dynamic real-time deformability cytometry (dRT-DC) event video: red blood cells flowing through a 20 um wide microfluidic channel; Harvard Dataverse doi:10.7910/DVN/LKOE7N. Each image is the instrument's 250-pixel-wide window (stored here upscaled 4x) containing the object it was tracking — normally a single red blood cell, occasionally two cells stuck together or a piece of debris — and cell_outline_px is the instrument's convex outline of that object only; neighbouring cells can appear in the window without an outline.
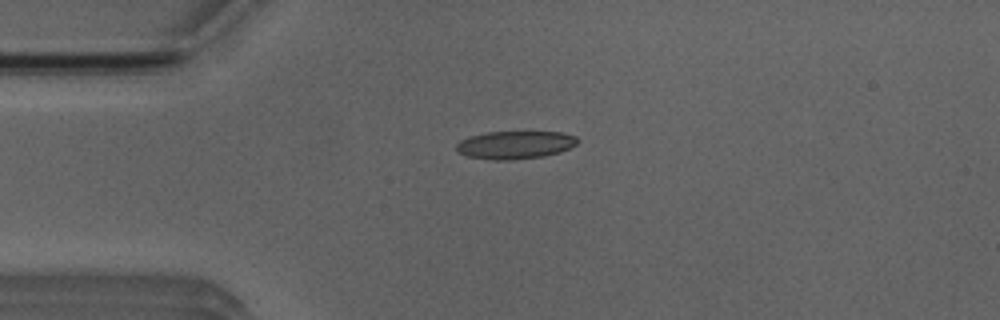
{"species": "Egyptian fruit bat (a non-hibernating species)", "species_latin": "Rousettus aegyptiacus", "temperature_condition": "room temperature", "stored_images_in_passage": 4, "camera_frame_rate_fps": 3000, "um_per_image_px": 0.085, "animal": {"sex": "male"}, "frame": {"image": 1, "passage_image": 1, "time_ms": 0.0, "image_size_px": [1000, 320], "cell_outline_px": [[580, 140], [576, 144], [560, 152], [544, 156], [508, 160], [492, 160], [468, 156], [456, 152], [456, 144], [460, 140], [472, 136], [488, 132], [560, 132], [576, 136]], "centroid_in_image_um": [43.78, 12.32], "position_along_channel_um": 41.2, "area_um2": 19.65}}